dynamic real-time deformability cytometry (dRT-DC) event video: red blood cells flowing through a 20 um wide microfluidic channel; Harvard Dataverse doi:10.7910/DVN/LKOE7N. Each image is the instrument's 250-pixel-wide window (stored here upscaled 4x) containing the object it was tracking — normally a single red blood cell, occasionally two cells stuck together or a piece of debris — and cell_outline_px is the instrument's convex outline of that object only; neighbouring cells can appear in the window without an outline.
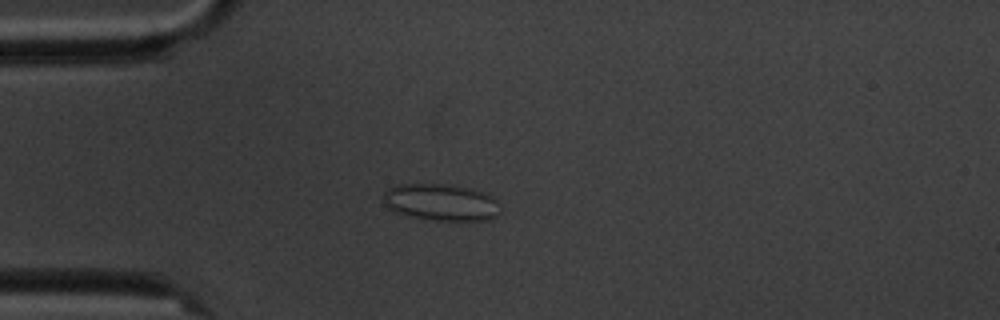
{"species": "common noctule bat (a hibernating species)", "species_latin": "Nyctalus noctula", "temperature_condition": "cold", "stored_images_in_passage": 10, "camera_frame_rate_fps": 3000, "um_per_image_px": 0.085, "animal": {"sex": "male", "body_mass_g": 20.1, "forearm_length_mm": 53.5}, "frame": {"image": 1, "passage_image": 4, "time_ms": 4.333, "image_size_px": [1000, 320], "cell_outline_px": [[500, 212], [496, 216], [488, 220], [432, 220], [408, 216], [396, 212], [388, 208], [384, 204], [384, 192], [388, 188], [396, 184], [448, 184], [468, 188], [480, 192], [488, 196], [492, 200]], "centroid_in_image_um": [37.39, 17.2], "position_along_channel_um": 47.6, "area_um2": 24.68}}
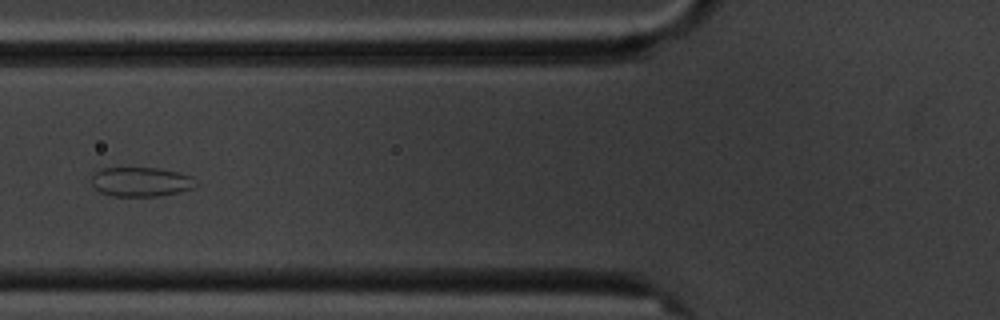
{"frame": {"image": 2, "passage_image": 6, "time_ms": 6.667, "image_size_px": [1000, 320], "cell_outline_px": [[196, 184], [192, 188], [180, 192], [160, 196], [112, 196], [100, 192], [92, 184], [92, 172], [100, 168], [156, 168], [180, 172], [192, 176]], "centroid_in_image_um": [11.96, 15.45], "position_along_channel_um": 113.8, "area_um2": 17.98}}
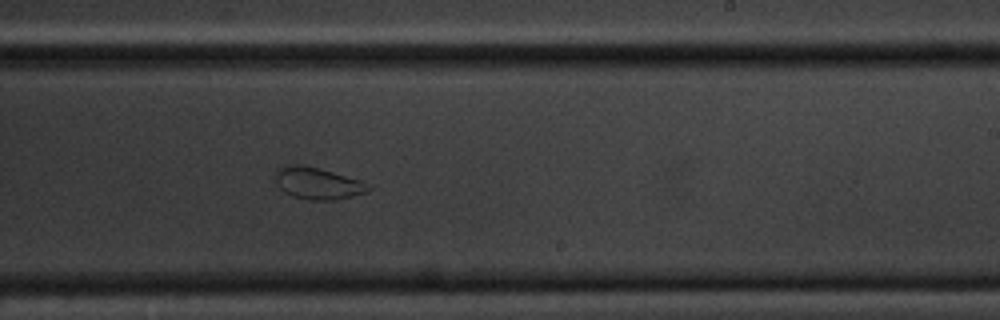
{"frame": {"image": 3, "passage_image": 10, "time_ms": 11.0, "image_size_px": [1000, 320], "cell_outline_px": [[372, 188], [364, 192], [352, 196], [336, 200], [312, 200], [292, 196], [284, 192], [276, 184], [276, 168], [284, 164], [304, 164], [320, 168], [360, 180], [372, 184]], "centroid_in_image_um": [26.98, 15.56], "position_along_channel_um": 262.0, "area_um2": 17.51}}